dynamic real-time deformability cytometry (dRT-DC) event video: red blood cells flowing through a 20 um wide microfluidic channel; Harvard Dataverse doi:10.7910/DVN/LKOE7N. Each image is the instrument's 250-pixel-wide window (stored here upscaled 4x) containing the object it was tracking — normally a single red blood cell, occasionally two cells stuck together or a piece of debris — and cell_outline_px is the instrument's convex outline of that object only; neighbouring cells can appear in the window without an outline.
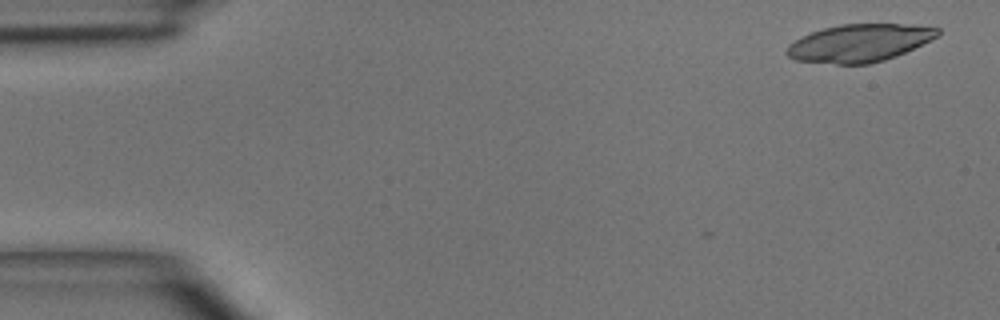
{"species": "common noctule bat (a hibernating species)", "species_latin": "Nyctalus noctula", "temperature_condition": "room temperature", "stored_images_in_passage": 5, "camera_frame_rate_fps": 3000, "um_per_image_px": 0.085, "animal": {"sex": "male", "body_mass_g": 15.6}, "frame": {"image": 1, "passage_image": 1, "time_ms": 0.0, "image_size_px": [1000, 320], "cell_outline_px": [[940, 36], [896, 56], [884, 60], [868, 64], [836, 64], [796, 60], [788, 56], [784, 52], [788, 44], [812, 32], [824, 28], [840, 24], [912, 24], [940, 28]], "centroid_in_image_um": [73.08, 3.65], "position_along_channel_um": 11.9, "area_um2": 33.12}}